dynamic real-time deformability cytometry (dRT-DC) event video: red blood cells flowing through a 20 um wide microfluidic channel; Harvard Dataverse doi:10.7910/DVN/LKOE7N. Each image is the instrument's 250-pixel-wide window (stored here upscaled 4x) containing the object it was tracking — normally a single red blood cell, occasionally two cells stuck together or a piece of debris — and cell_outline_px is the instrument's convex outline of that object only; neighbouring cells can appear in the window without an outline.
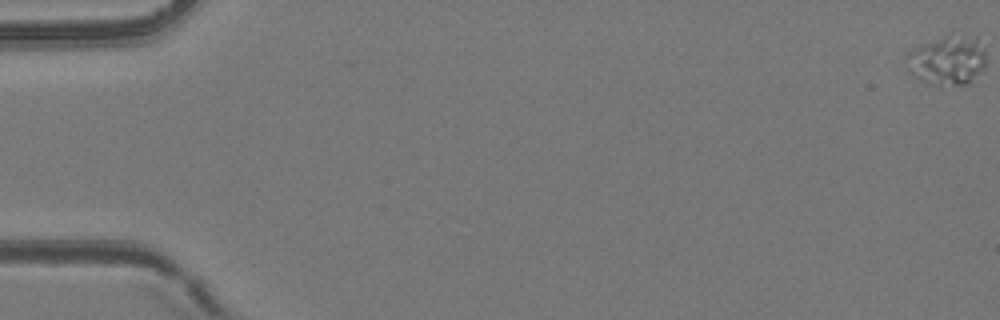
{"species": "common noctule bat (a hibernating species)", "species_latin": "Nyctalus noctula", "temperature_condition": "room temperature", "stored_images_in_passage": 54, "camera_frame_rate_fps": 3000, "um_per_image_px": 0.085, "animal": {"sex": "female", "body_mass_g": 24.6, "forearm_length_mm": 56.2}, "frame": {"image": 1, "passage_image": 1, "time_ms": 0.0, "image_size_px": [1000, 320], "cell_outline_px": [[984, 68], [972, 84], [952, 84], [924, 80], [908, 72], [908, 52], [924, 44], [944, 36], [976, 36], [984, 48]], "centroid_in_image_um": [80.6, 5.11], "position_along_channel_um": 4.4, "area_um2": 22.02}}
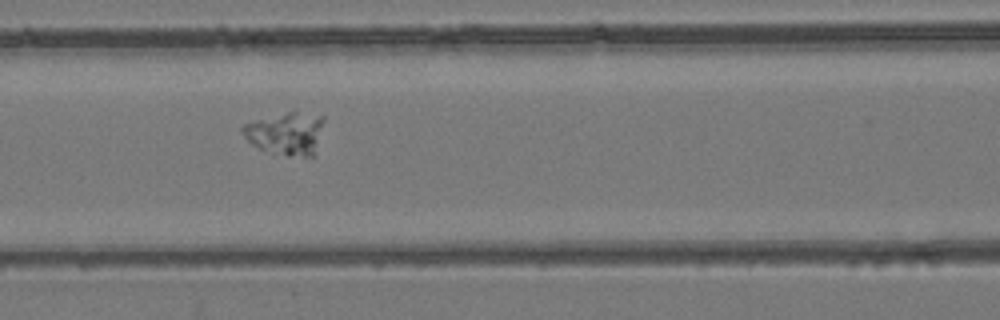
{"frame": {"image": 2, "passage_image": 26, "time_ms": 8.333, "image_size_px": [1000, 320], "cell_outline_px": [[324, 120], [316, 156], [288, 156], [260, 148], [252, 144], [244, 136], [240, 128], [244, 124], [256, 120], [296, 108], [324, 116]], "centroid_in_image_um": [24.38, 11.29], "position_along_channel_um": 142.2, "area_um2": 20.81}}
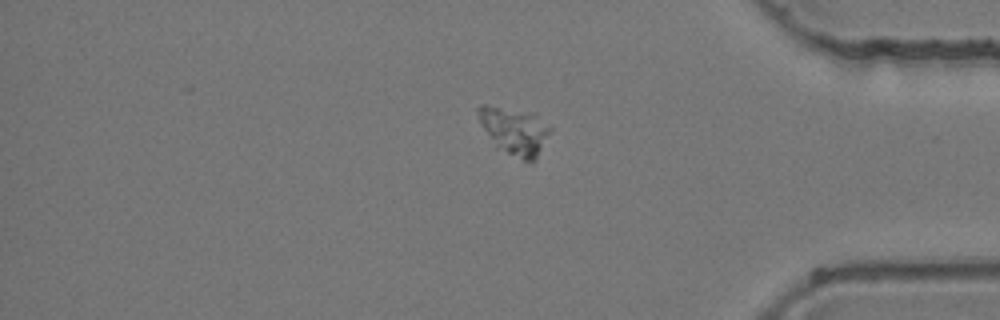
{"frame": {"image": 3, "passage_image": 47, "time_ms": 15.333, "image_size_px": [1000, 320], "cell_outline_px": [[552, 132], [536, 160], [532, 164], [496, 148], [480, 124], [476, 112], [476, 108], [480, 104], [484, 104], [536, 112], [552, 128]], "centroid_in_image_um": [43.76, 11.11], "position_along_channel_um": 391.4, "area_um2": 20.75}}